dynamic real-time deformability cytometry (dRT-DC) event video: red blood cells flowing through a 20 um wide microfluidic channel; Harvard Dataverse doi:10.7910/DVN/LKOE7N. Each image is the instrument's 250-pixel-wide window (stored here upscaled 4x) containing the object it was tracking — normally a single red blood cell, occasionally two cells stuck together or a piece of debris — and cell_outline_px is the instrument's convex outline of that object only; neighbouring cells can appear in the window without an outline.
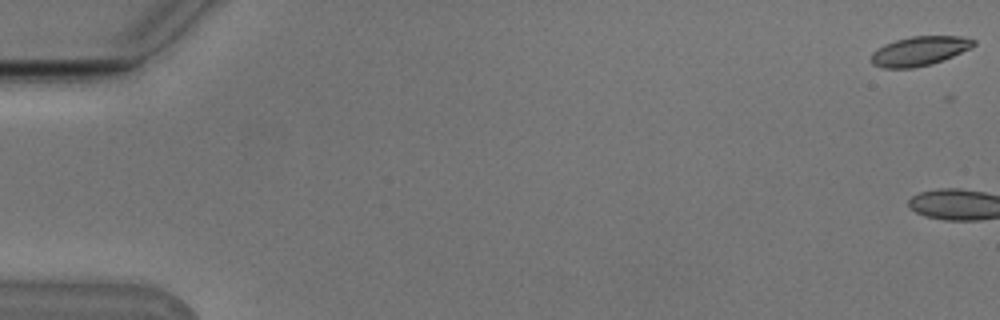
{"species": "Egyptian fruit bat (a non-hibernating species)", "species_latin": "Rousettus aegyptiacus", "temperature_condition": "cold", "stored_images_in_passage": 4, "camera_frame_rate_fps": 3000, "um_per_image_px": 0.085, "animal": {"sex": "male"}, "frame": {"image": 1, "passage_image": 2, "time_ms": 0.333, "image_size_px": [1000, 320], "cell_outline_px": [[976, 44], [972, 48], [932, 64], [912, 68], [884, 68], [872, 64], [872, 52], [884, 44], [896, 40], [912, 36], [960, 36], [976, 40]], "centroid_in_image_um": [78.17, 4.33], "position_along_channel_um": 6.8, "area_um2": 17.46}}